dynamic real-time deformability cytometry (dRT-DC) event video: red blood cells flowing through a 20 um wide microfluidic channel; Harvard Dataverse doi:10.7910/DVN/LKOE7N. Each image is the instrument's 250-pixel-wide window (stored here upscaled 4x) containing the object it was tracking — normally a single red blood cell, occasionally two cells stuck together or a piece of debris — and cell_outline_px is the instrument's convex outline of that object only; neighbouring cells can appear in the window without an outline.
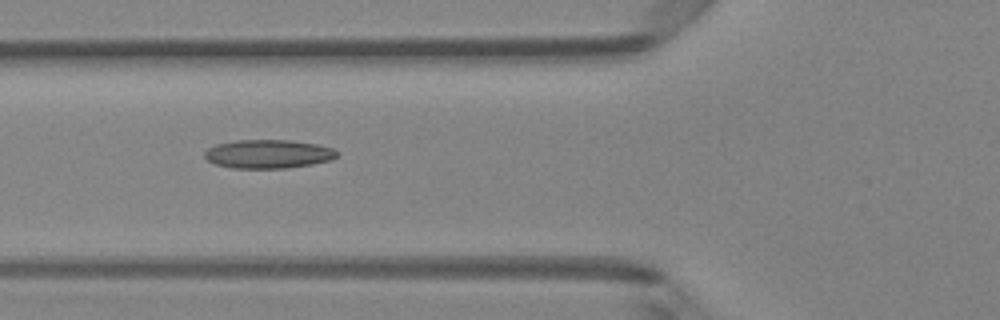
{"species": "Egyptian fruit bat (a non-hibernating species)", "species_latin": "Rousettus aegyptiacus", "temperature_condition": "room temperature", "stored_images_in_passage": 8, "camera_frame_rate_fps": 3000, "um_per_image_px": 0.085, "animal": {"sex": "female"}, "frame": {"image": 1, "passage_image": 6, "time_ms": 1.667, "image_size_px": [1000, 320], "cell_outline_px": [[340, 152], [332, 160], [312, 164], [284, 168], [232, 168], [216, 164], [208, 160], [204, 156], [204, 152], [208, 148], [216, 144], [236, 140], [288, 140], [316, 144], [332, 148]], "centroid_in_image_um": [22.8, 13.08], "position_along_channel_um": 103.0, "area_um2": 22.08}}
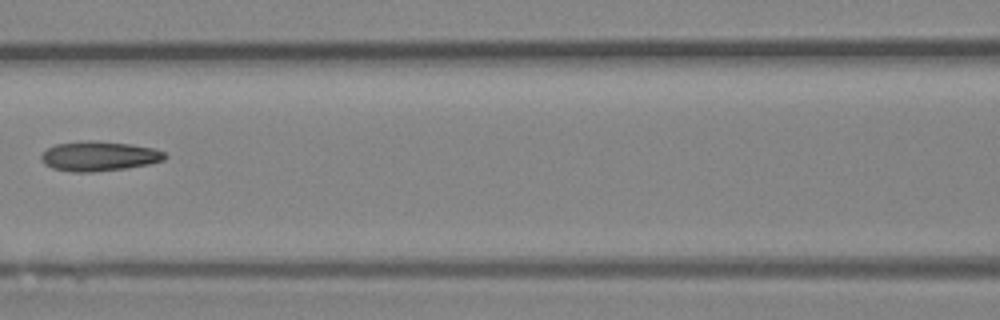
{"frame": {"image": 2, "passage_image": 7, "time_ms": 2.0, "image_size_px": [1000, 320], "cell_outline_px": [[168, 156], [164, 160], [148, 164], [128, 168], [92, 172], [72, 172], [52, 168], [44, 164], [40, 156], [48, 148], [56, 144], [88, 140], [132, 144], [152, 148], [164, 152]], "centroid_in_image_um": [8.42, 13.28], "position_along_channel_um": 158.2, "area_um2": 21.39}}
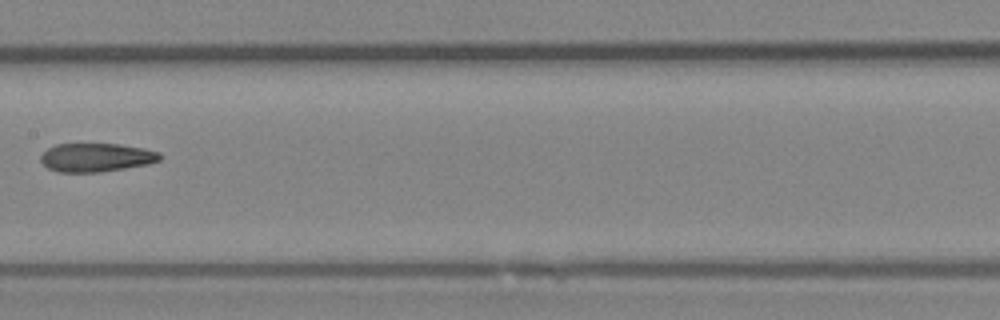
{"frame": {"image": 3, "passage_image": 8, "time_ms": 2.333, "image_size_px": [1000, 320], "cell_outline_px": [[160, 160], [148, 164], [100, 172], [56, 172], [48, 168], [40, 160], [40, 156], [48, 148], [56, 144], [120, 144], [144, 148], [160, 152]], "centroid_in_image_um": [8.17, 13.38], "position_along_channel_um": 199.2, "area_um2": 19.83}}